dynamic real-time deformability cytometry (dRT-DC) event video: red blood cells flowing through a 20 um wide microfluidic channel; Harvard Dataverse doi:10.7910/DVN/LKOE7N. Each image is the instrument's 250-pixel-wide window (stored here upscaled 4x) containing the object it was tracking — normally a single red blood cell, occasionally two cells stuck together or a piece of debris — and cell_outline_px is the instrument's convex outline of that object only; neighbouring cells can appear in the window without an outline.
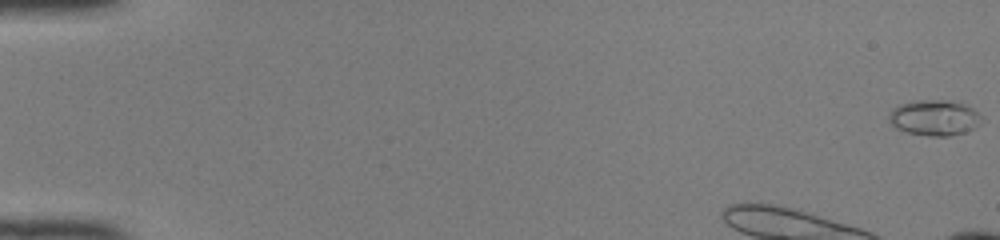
{"species": "common noctule bat (a hibernating species)", "species_latin": "Nyctalus noctula", "temperature_condition": "room temperature", "stored_images_in_passage": 39, "camera_frame_rate_fps": 3000, "um_per_image_px": 0.085, "animal": {"sex": "female", "body_mass_g": 22.0, "forearm_length_mm": 56.7}, "frame": {"image": 1, "passage_image": 1, "time_ms": 0.0, "image_size_px": [1000, 240], "cell_outline_px": [[984, 116], [980, 124], [964, 132], [948, 136], [928, 136], [908, 132], [896, 128], [888, 120], [888, 116], [892, 108], [900, 104], [912, 100], [960, 100]], "centroid_in_image_um": [79.45, 9.98], "position_along_channel_um": 5.6, "area_um2": 19.59}, "authors_computed_cell_mechanics": {"area_um2": 16.9932, "velocity_mm_per_s": 4.099, "shape_relaxation_time_tau1_ms": 5.5864, "shape_relaxation_time_tau2_ms": null, "deformation_change_tau1": 0.11, "deformation_change_tau2": null}}